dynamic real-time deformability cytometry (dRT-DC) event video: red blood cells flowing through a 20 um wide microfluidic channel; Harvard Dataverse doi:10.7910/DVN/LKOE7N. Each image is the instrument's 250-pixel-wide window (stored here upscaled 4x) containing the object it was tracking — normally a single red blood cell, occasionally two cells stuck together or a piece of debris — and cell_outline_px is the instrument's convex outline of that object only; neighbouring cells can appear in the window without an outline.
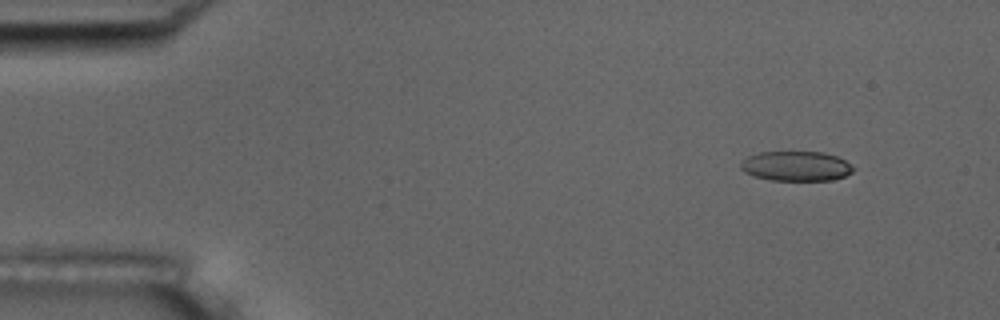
{"species": "common noctule bat (a hibernating species)", "species_latin": "Nyctalus noctula", "temperature_condition": "room temperature", "stored_images_in_passage": 5, "camera_frame_rate_fps": 3000, "um_per_image_px": 0.085, "animal": {"sex": "male", "body_mass_g": 17.5, "forearm_length_mm": 52.3}, "frame": {"image": 1, "passage_image": 2, "time_ms": 1.0, "image_size_px": [1000, 320], "cell_outline_px": [[856, 168], [852, 172], [844, 176], [832, 180], [772, 180], [756, 176], [744, 172], [740, 168], [740, 164], [748, 156], [760, 152], [824, 152], [836, 156], [844, 160]], "centroid_in_image_um": [67.68, 14.11], "position_along_channel_um": 17.3, "area_um2": 19.42}}
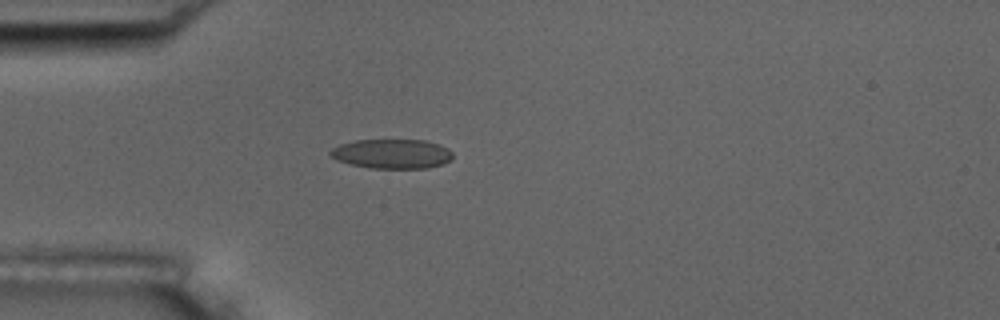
{"frame": {"image": 2, "passage_image": 4, "time_ms": 4.333, "image_size_px": [1000, 320], "cell_outline_px": [[452, 156], [444, 164], [428, 168], [372, 168], [352, 164], [336, 160], [328, 152], [332, 148], [340, 144], [356, 140], [424, 140], [440, 144], [448, 148], [452, 152]], "centroid_in_image_um": [33.33, 13.07], "position_along_channel_um": 51.7, "area_um2": 20.98}}